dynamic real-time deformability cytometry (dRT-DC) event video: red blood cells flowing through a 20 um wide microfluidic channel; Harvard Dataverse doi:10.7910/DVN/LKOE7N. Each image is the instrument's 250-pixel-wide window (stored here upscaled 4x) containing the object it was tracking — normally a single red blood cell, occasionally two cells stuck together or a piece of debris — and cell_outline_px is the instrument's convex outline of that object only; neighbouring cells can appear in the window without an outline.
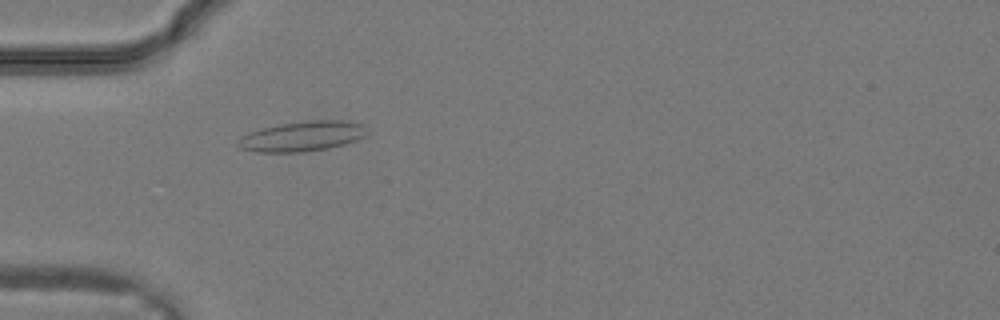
{"species": "common noctule bat (a hibernating species)", "species_latin": "Nyctalus noctula", "temperature_condition": "warm", "stored_images_in_passage": 26, "camera_frame_rate_fps": 3000, "um_per_image_px": 0.085, "animal": {"sex": "male", "body_mass_g": 19.2, "forearm_length_mm": 51.8}, "frame": {"image": 1, "passage_image": 5, "time_ms": 1.333, "image_size_px": [1000, 320], "cell_outline_px": [[368, 132], [364, 136], [356, 140], [344, 144], [328, 148], [304, 152], [256, 152], [240, 148], [236, 144], [236, 140], [240, 136], [248, 132], [260, 128], [276, 124], [312, 120], [340, 120], [360, 124]], "centroid_in_image_um": [25.6, 11.58], "position_along_channel_um": 59.4, "area_um2": 22.72}}
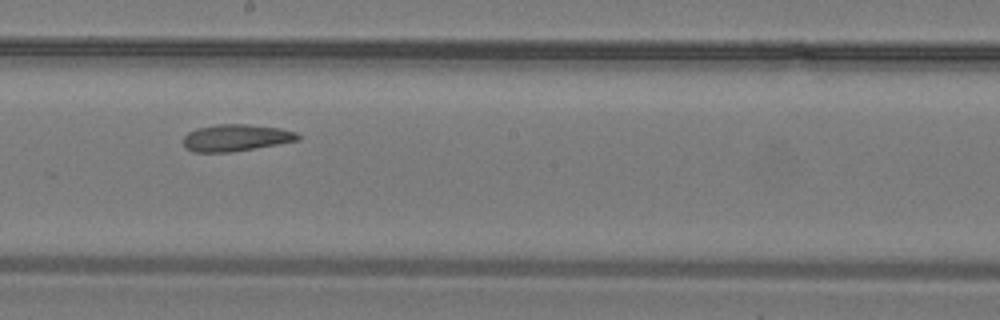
{"frame": {"image": 2, "passage_image": 13, "time_ms": 4.0, "image_size_px": [1000, 320], "cell_outline_px": [[300, 140], [232, 152], [192, 152], [184, 148], [184, 136], [188, 132], [196, 128], [216, 124], [244, 124], [280, 128], [296, 132], [300, 136]], "centroid_in_image_um": [20.03, 11.71], "position_along_channel_um": 228.2, "area_um2": 17.98}}
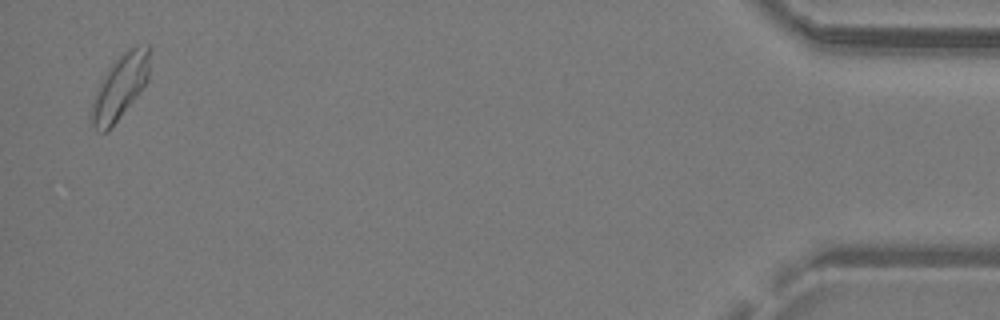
{"frame": {"image": 3, "passage_image": 26, "time_ms": 8.333, "image_size_px": [1000, 320], "cell_outline_px": [[148, 80], [140, 92], [112, 128], [108, 132], [96, 132], [92, 128], [88, 116], [88, 112], [100, 80], [104, 72], [128, 48], [136, 44], [148, 44]], "centroid_in_image_um": [10.13, 7.47], "position_along_channel_um": 425.1, "area_um2": 22.31}}